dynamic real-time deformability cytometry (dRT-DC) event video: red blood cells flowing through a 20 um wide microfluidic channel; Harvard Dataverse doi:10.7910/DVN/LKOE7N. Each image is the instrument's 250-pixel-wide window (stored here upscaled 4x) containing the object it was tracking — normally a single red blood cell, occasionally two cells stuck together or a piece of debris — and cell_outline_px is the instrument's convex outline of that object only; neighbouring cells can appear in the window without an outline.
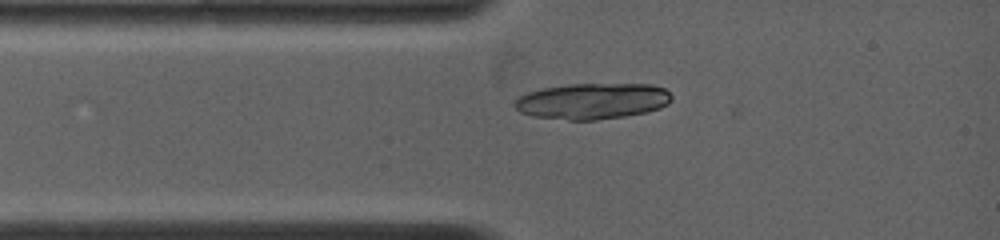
{"species": "common noctule bat (a hibernating species)", "species_latin": "Nyctalus noctula", "temperature_condition": "warm", "stored_images_in_passage": 2, "camera_frame_rate_fps": 5000, "um_per_image_px": 0.085, "animal": {"sex": "female", "body_mass_g": 19.0, "forearm_length_mm": 53.3}, "frame": {"image": 1, "passage_image": 1, "time_ms": 0.0, "image_size_px": [1000, 240], "cell_outline_px": [[672, 100], [668, 104], [660, 108], [648, 112], [624, 116], [596, 120], [568, 120], [532, 116], [520, 112], [512, 104], [520, 96], [528, 92], [544, 88], [568, 84], [652, 84], [664, 88], [672, 96]], "centroid_in_image_um": [50.37, 8.59], "position_along_channel_um": 34.6, "area_um2": 33.06}}